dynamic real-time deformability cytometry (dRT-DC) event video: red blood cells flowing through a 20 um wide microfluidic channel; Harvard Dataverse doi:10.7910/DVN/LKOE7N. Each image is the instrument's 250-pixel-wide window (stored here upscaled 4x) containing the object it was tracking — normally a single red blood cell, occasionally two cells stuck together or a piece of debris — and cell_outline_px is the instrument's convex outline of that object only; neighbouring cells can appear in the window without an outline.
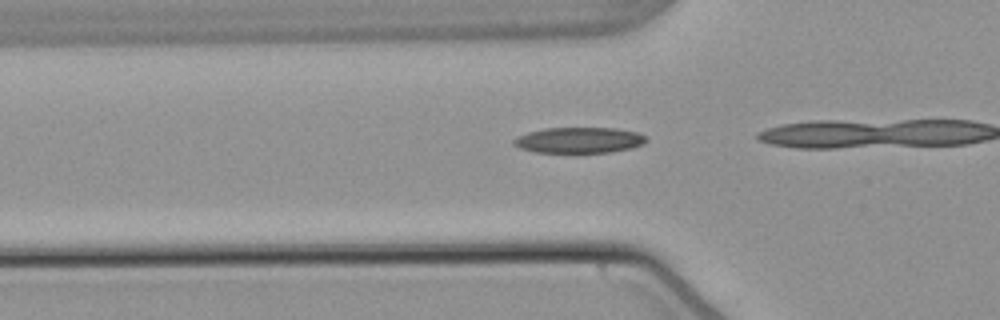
{"species": "common noctule bat (a hibernating species)", "species_latin": "Nyctalus noctula", "temperature_condition": "warm", "stored_images_in_passage": 10, "camera_frame_rate_fps": 3000, "um_per_image_px": 0.085, "animal": {"sex": "male", "body_mass_g": 21.5, "forearm_length_mm": 52.0}, "frame": {"image": 1, "passage_image": 2, "time_ms": 0.333, "image_size_px": [1000, 320], "cell_outline_px": [[648, 140], [644, 144], [632, 148], [612, 152], [536, 152], [520, 148], [512, 144], [512, 140], [528, 132], [544, 128], [616, 128], [636, 132], [644, 136]], "centroid_in_image_um": [49.24, 11.91], "position_along_channel_um": 76.6, "area_um2": 19.83}}